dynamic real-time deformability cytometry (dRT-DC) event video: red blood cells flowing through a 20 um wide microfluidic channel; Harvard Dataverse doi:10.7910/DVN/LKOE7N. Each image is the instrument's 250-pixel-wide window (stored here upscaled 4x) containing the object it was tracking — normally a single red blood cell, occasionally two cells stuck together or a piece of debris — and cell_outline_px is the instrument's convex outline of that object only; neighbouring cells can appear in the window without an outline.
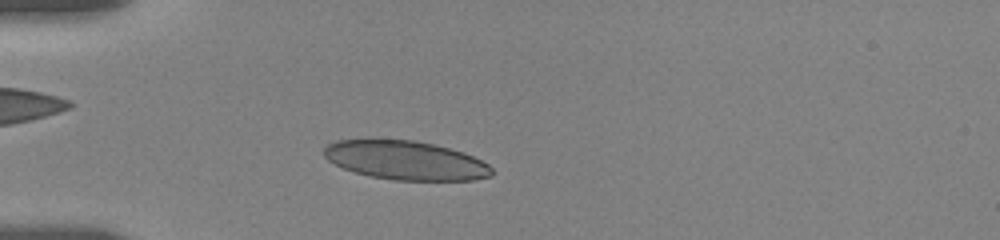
{"species": "human", "species_latin": "Homo sapiens", "temperature_condition": "room temperature", "stored_images_in_passage": 14, "camera_frame_rate_fps": 3000, "um_per_image_px": 0.085, "donor": {"sex": "female"}, "frame": {"image": 1, "passage_image": 4, "time_ms": 2.333, "image_size_px": [1000, 240], "cell_outline_px": [[496, 172], [492, 176], [472, 180], [396, 180], [372, 176], [356, 172], [344, 168], [328, 160], [324, 156], [324, 148], [328, 144], [336, 140], [416, 140], [464, 152], [488, 164]], "centroid_in_image_um": [34.52, 13.63], "position_along_channel_um": 50.5, "area_um2": 37.74}}
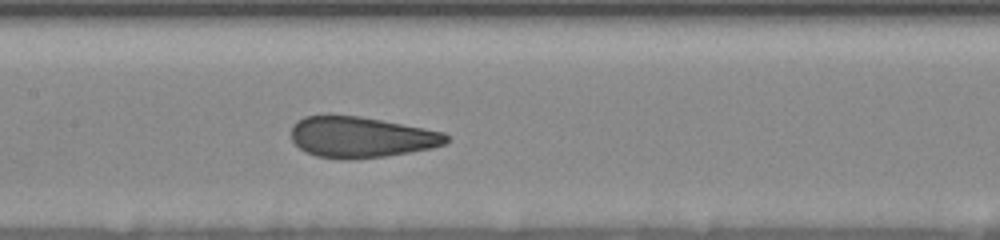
{"frame": {"image": 2, "passage_image": 10, "time_ms": 6.333, "image_size_px": [1000, 240], "cell_outline_px": [[448, 144], [432, 148], [384, 156], [348, 160], [316, 156], [304, 152], [292, 140], [292, 124], [296, 120], [304, 116], [356, 116], [380, 120], [424, 128], [444, 132], [448, 136]], "centroid_in_image_um": [30.68, 11.67], "position_along_channel_um": 176.7, "area_um2": 36.76}}
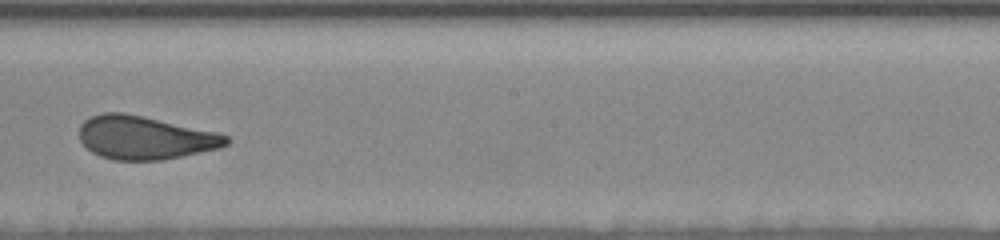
{"frame": {"image": 3, "passage_image": 13, "time_ms": 8.0, "image_size_px": [1000, 240], "cell_outline_px": [[232, 140], [228, 144], [220, 148], [164, 160], [112, 160], [100, 156], [92, 152], [80, 140], [80, 124], [84, 120], [92, 116], [104, 112], [124, 112], [144, 116], [216, 132], [228, 136]], "centroid_in_image_um": [12.33, 11.7], "position_along_channel_um": 235.9, "area_um2": 37.22}}